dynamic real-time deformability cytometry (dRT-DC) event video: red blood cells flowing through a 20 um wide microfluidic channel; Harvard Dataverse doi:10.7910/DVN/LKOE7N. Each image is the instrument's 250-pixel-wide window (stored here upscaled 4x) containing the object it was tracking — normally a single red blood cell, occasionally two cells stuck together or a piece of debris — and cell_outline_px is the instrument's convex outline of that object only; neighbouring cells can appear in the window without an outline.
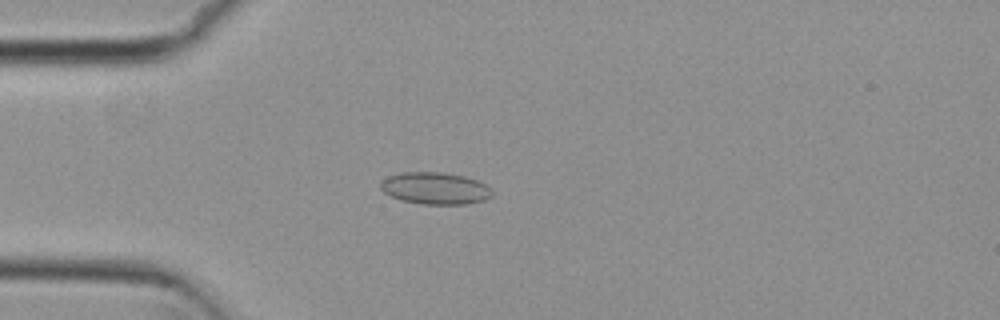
{"species": "common noctule bat (a hibernating species)", "species_latin": "Nyctalus noctula", "temperature_condition": "cold", "stored_images_in_passage": 54, "camera_frame_rate_fps": 3000, "um_per_image_px": 0.085, "animal": {"sex": "female", "body_mass_g": 29.2, "forearm_length_mm": 56.3}, "frame": {"image": 1, "passage_image": 15, "time_ms": 4.667, "image_size_px": [1000, 320], "cell_outline_px": [[492, 196], [484, 200], [468, 204], [420, 204], [400, 200], [384, 192], [380, 188], [380, 184], [388, 176], [404, 172], [444, 172], [464, 176], [476, 180], [492, 188]], "centroid_in_image_um": [37.0, 16.01], "position_along_channel_um": 48.0, "area_um2": 20.81}}
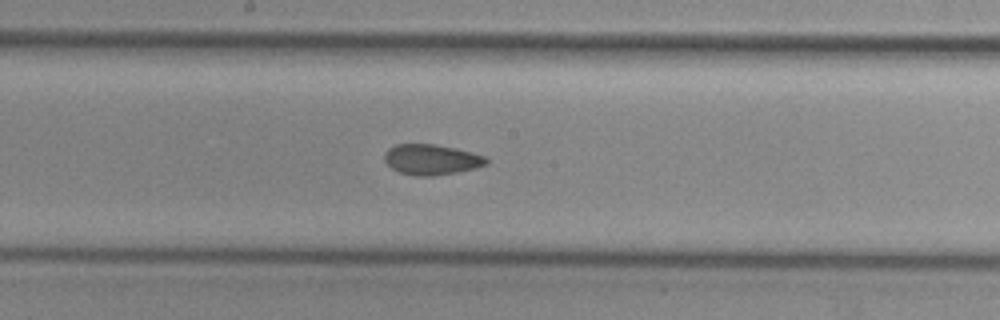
{"frame": {"image": 2, "passage_image": 29, "time_ms": 9.333, "image_size_px": [1000, 320], "cell_outline_px": [[488, 164], [476, 168], [456, 172], [432, 176], [416, 176], [400, 172], [392, 168], [384, 160], [384, 152], [388, 148], [396, 144], [436, 144], [456, 148], [472, 152], [484, 156], [488, 160]], "centroid_in_image_um": [36.67, 13.55], "position_along_channel_um": 211.5, "area_um2": 18.15}}
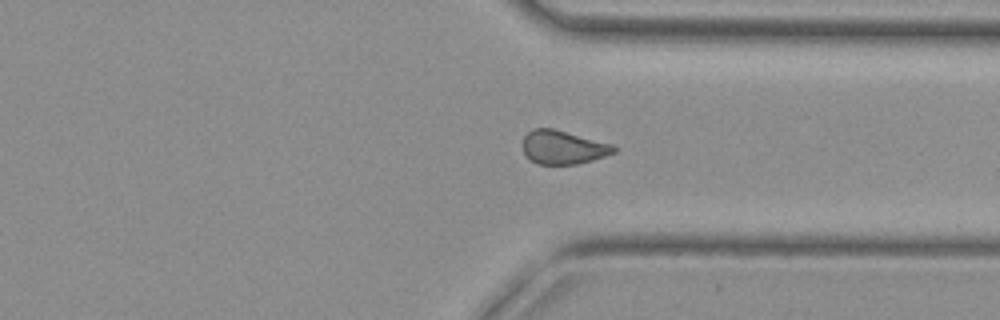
{"frame": {"image": 3, "passage_image": 41, "time_ms": 13.333, "image_size_px": [1000, 320], "cell_outline_px": [[616, 152], [592, 160], [576, 164], [536, 164], [524, 152], [524, 136], [532, 128], [552, 128], [612, 144], [616, 148]], "centroid_in_image_um": [47.86, 12.52], "position_along_channel_um": 363.5, "area_um2": 17.57}, "authors_computed_cell_mechanics": {"area_um2": 18.6116, "velocity_mm_per_s": 3.7997, "shape_relaxation_time_tau1_ms": null, "shape_relaxation_time_tau2_ms": 2.347, "deformation_change_tau1": null, "deformation_change_tau2": 0.0832}}